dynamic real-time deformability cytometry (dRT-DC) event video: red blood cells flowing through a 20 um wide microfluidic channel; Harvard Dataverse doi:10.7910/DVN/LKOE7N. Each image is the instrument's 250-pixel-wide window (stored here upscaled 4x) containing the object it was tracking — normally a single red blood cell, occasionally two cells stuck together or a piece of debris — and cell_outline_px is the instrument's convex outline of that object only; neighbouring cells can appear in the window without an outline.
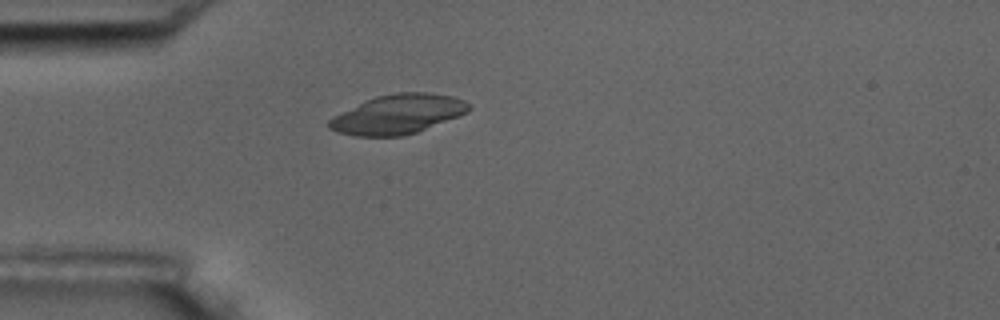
{"species": "common noctule bat (a hibernating species)", "species_latin": "Nyctalus noctula", "temperature_condition": "room temperature", "stored_images_in_passage": 4, "camera_frame_rate_fps": 3000, "um_per_image_px": 0.085, "animal": {"sex": "male", "body_mass_g": 17.5, "forearm_length_mm": 52.3}, "frame": {"image": 1, "passage_image": 4, "time_ms": 4.333, "image_size_px": [1000, 320], "cell_outline_px": [[472, 108], [468, 112], [460, 116], [416, 132], [404, 136], [356, 136], [336, 132], [328, 128], [328, 120], [332, 116], [364, 100], [376, 96], [396, 92], [428, 92], [452, 96], [464, 100], [472, 104]], "centroid_in_image_um": [33.82, 9.7], "position_along_channel_um": 51.2, "area_um2": 32.43}}